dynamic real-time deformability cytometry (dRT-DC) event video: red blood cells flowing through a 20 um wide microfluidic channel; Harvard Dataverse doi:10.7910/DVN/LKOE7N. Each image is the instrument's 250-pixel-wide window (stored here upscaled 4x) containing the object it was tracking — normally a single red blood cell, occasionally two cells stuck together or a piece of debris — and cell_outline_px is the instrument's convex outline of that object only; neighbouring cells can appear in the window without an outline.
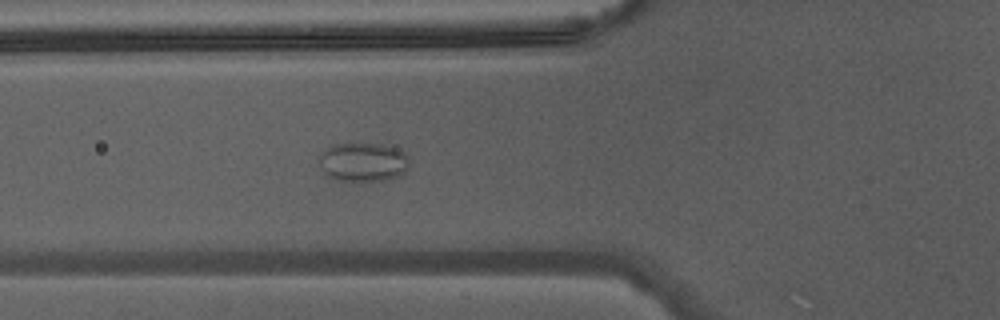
{"species": "Egyptian fruit bat (a non-hibernating species)", "species_latin": "Rousettus aegyptiacus", "temperature_condition": "warm", "stored_images_in_passage": 47, "segment_of_instrument_passage": [1, 2], "camera_frame_rate_fps": 3000, "um_per_image_px": 0.085, "animal": {"sex": "male"}, "frame": {"image": 1, "passage_image": 18, "time_ms": 5.667, "image_size_px": [1000, 320], "cell_outline_px": [[408, 168], [404, 176], [384, 180], [332, 180], [320, 168], [320, 156], [328, 148], [336, 144], [384, 144], [396, 148], [404, 152], [408, 156]], "centroid_in_image_um": [30.92, 13.79], "position_along_channel_um": 94.9, "area_um2": 20.46}}
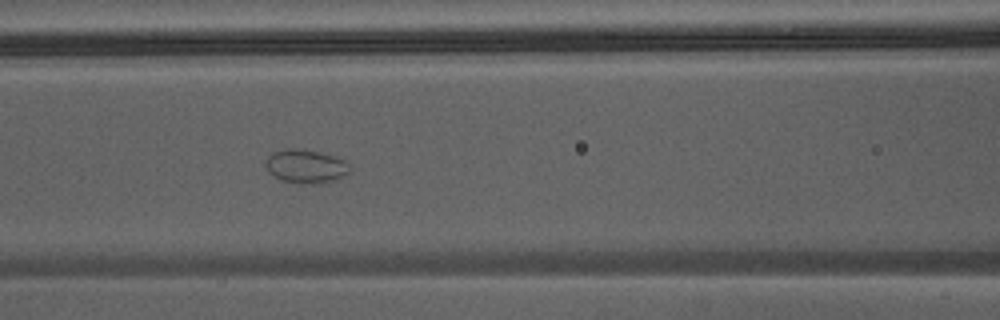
{"frame": {"image": 2, "passage_image": 21, "time_ms": 6.667, "image_size_px": [1000, 320], "cell_outline_px": [[352, 172], [348, 176], [320, 184], [280, 180], [268, 172], [264, 164], [268, 156], [272, 152], [288, 148], [296, 148], [320, 152], [344, 160], [352, 168]], "centroid_in_image_um": [26.02, 14.13], "position_along_channel_um": 140.6, "area_um2": 16.65}}
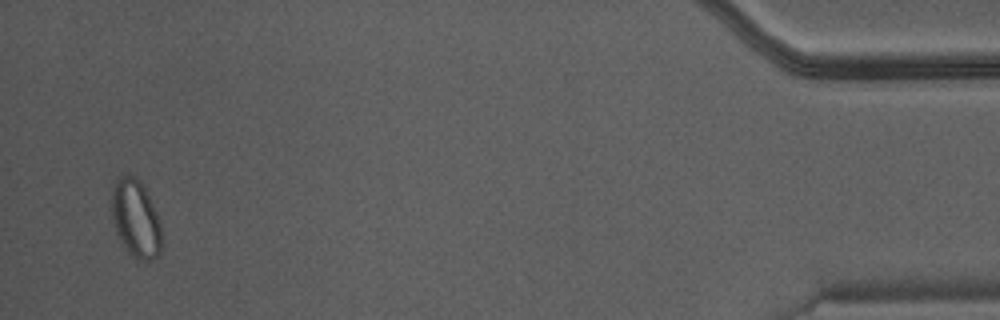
{"frame": {"image": 3, "passage_image": 45, "time_ms": 14.667, "image_size_px": [1000, 320], "cell_outline_px": [[160, 256], [152, 260], [136, 260], [128, 252], [120, 240], [116, 232], [112, 220], [112, 188], [124, 176], [136, 176], [140, 180], [156, 212], [160, 224]], "centroid_in_image_um": [11.54, 18.64], "position_along_channel_um": 423.7, "area_um2": 22.2}}